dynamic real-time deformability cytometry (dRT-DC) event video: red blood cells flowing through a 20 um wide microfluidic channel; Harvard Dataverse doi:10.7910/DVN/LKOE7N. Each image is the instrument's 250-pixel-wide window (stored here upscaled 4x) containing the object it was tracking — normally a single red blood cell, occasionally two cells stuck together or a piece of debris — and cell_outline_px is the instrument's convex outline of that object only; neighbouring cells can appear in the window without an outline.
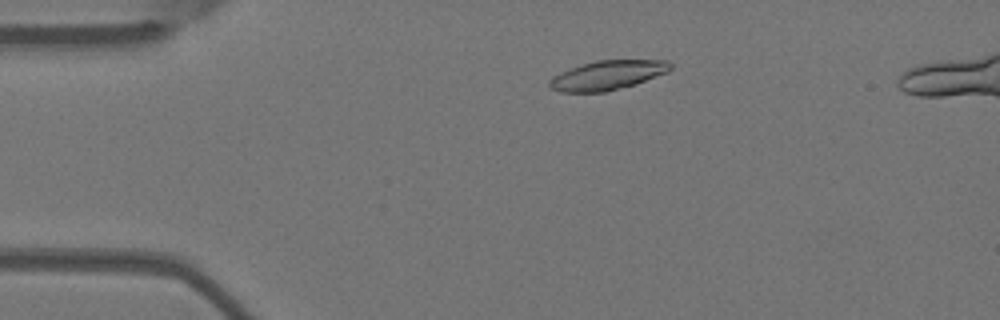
{"species": "Egyptian fruit bat (a non-hibernating species)", "species_latin": "Rousettus aegyptiacus", "temperature_condition": "warm", "stored_images_in_passage": 5, "camera_frame_rate_fps": 3000, "um_per_image_px": 0.085, "animal": {"sex": "female"}, "frame": {"image": 1, "passage_image": 3, "time_ms": 0.667, "image_size_px": [1000, 320], "cell_outline_px": [[672, 68], [668, 72], [636, 84], [604, 92], [560, 92], [548, 88], [548, 80], [552, 76], [572, 68], [596, 60], [668, 60], [672, 64]], "centroid_in_image_um": [51.64, 6.4], "position_along_channel_um": 33.4, "area_um2": 20.69}}